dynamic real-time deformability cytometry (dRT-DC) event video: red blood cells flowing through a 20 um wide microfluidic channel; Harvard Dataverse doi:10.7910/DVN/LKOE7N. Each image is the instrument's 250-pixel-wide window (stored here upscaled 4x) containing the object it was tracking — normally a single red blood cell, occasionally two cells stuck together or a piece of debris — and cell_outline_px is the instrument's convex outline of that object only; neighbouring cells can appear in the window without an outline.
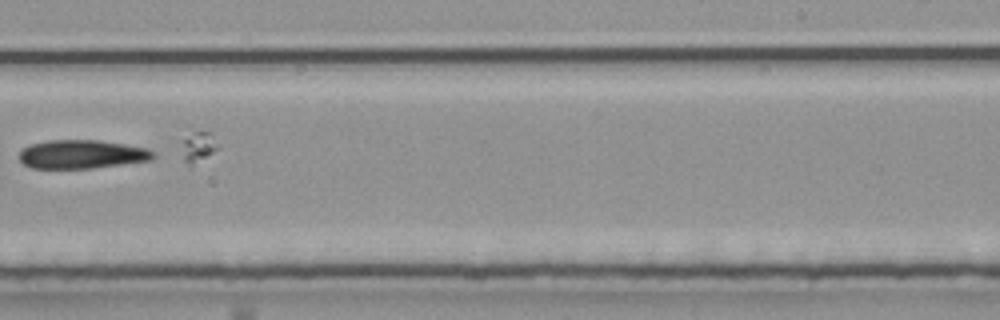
{"species": "common noctule bat (a hibernating species)", "species_latin": "Nyctalus noctula", "temperature_condition": "room temperature", "stored_images_in_passage": 27, "segment_of_instrument_passage": [2, 2], "camera_frame_rate_fps": 3000, "um_per_image_px": 0.085, "animal": {"sex": "male", "body_mass_g": 20.4}, "frame": {"image": 1, "passage_image": 15, "time_ms": 4.667, "image_size_px": [1000, 320], "cell_outline_px": [[156, 156], [152, 160], [92, 168], [32, 168], [24, 164], [16, 156], [28, 144], [48, 140], [96, 140], [148, 148], [156, 152]], "centroid_in_image_um": [6.95, 13.11], "position_along_channel_um": 282.1, "area_um2": 22.48}}